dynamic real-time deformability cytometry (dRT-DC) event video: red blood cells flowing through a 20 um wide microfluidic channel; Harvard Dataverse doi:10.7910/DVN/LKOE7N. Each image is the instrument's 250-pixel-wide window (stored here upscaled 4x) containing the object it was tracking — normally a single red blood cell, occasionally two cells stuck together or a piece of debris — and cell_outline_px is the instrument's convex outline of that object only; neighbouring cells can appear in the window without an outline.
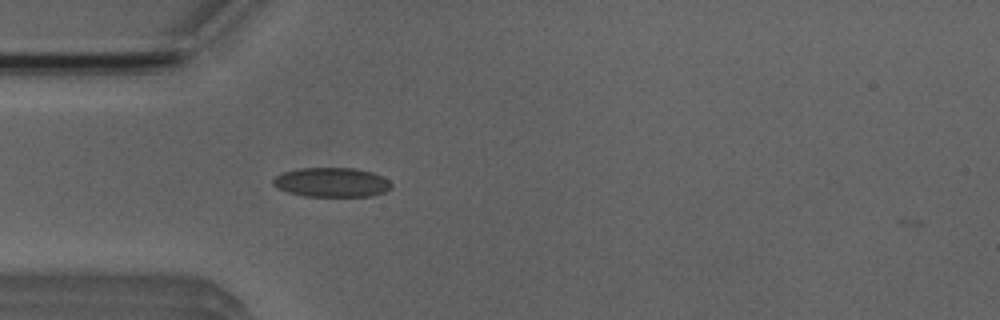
{"species": "Egyptian fruit bat (a non-hibernating species)", "species_latin": "Rousettus aegyptiacus", "temperature_condition": "room temperature", "stored_images_in_passage": 2, "camera_frame_rate_fps": 3000, "um_per_image_px": 0.085, "animal": {"sex": "male"}, "frame": {"image": 1, "passage_image": 1, "time_ms": 0.0, "image_size_px": [1000, 320], "cell_outline_px": [[392, 188], [384, 192], [372, 196], [304, 196], [288, 192], [272, 184], [272, 180], [276, 176], [284, 172], [300, 168], [356, 168], [372, 172], [388, 180], [392, 184]], "centroid_in_image_um": [28.21, 15.5], "position_along_channel_um": 56.8, "area_um2": 20.17}}